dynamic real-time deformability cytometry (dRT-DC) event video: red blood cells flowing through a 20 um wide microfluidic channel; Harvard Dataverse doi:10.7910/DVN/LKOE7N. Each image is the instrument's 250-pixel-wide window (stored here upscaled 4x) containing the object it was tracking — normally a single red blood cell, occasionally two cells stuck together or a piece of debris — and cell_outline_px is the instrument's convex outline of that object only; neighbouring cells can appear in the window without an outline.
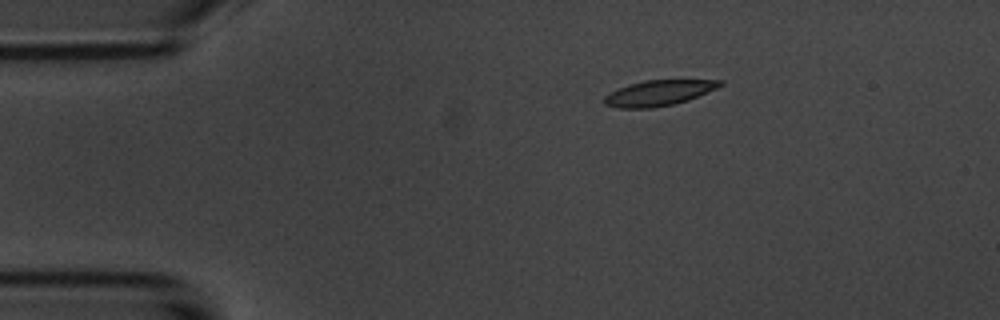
{"species": "common noctule bat (a hibernating species)", "species_latin": "Nyctalus noctula", "temperature_condition": "room temperature", "stored_images_in_passage": 7, "camera_frame_rate_fps": 3000, "um_per_image_px": 0.085, "animal": {"sex": "male", "body_mass_g": 20.1, "forearm_length_mm": 53.5}, "frame": {"image": 1, "passage_image": 3, "time_ms": 2.333, "image_size_px": [1000, 320], "cell_outline_px": [[724, 84], [716, 88], [688, 100], [672, 104], [652, 108], [620, 108], [604, 104], [604, 96], [628, 84], [644, 80], [724, 80]], "centroid_in_image_um": [55.99, 7.89], "position_along_channel_um": 29.0, "area_um2": 16.99}}
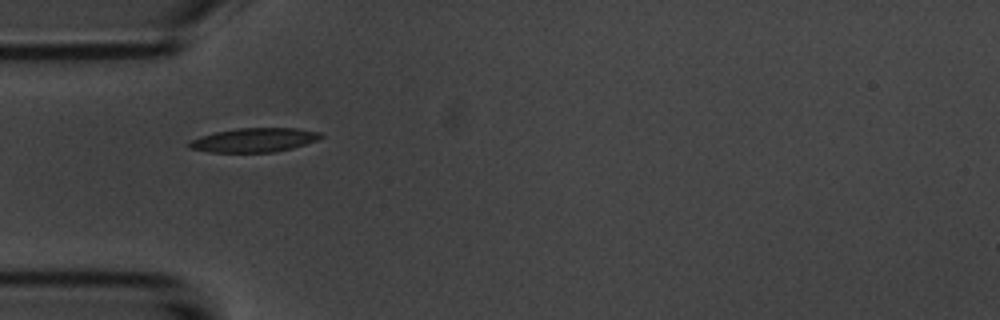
{"frame": {"image": 2, "passage_image": 5, "time_ms": 4.667, "image_size_px": [1000, 320], "cell_outline_px": [[324, 136], [316, 140], [292, 148], [272, 152], [212, 152], [188, 148], [188, 140], [200, 136], [216, 132], [236, 128], [296, 128], [320, 132]], "centroid_in_image_um": [21.56, 11.9], "position_along_channel_um": 63.4, "area_um2": 18.38}}
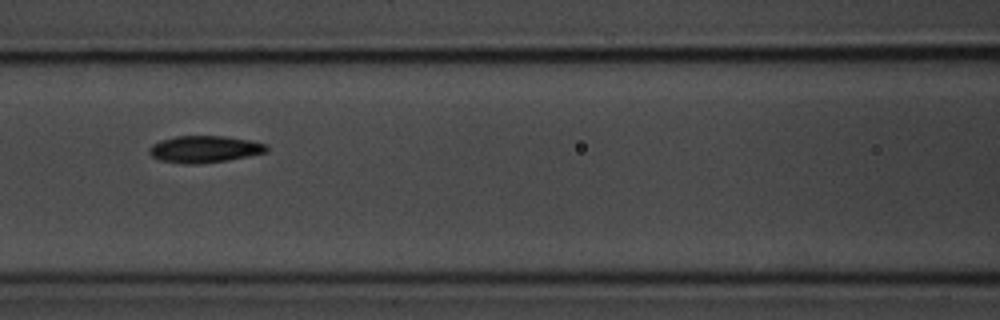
{"frame": {"image": 3, "passage_image": 7, "time_ms": 7.0, "image_size_px": [1000, 320], "cell_outline_px": [[268, 152], [228, 160], [200, 164], [184, 164], [160, 160], [152, 156], [148, 152], [148, 148], [152, 144], [160, 140], [176, 136], [224, 136], [248, 140], [268, 144]], "centroid_in_image_um": [17.38, 12.68], "position_along_channel_um": 149.2, "area_um2": 18.5}}